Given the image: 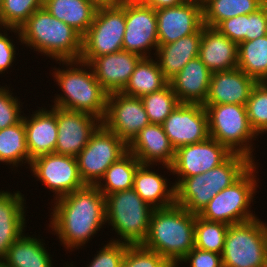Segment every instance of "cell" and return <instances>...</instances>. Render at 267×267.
Masks as SVG:
<instances>
[{"label":"cell","mask_w":267,"mask_h":267,"mask_svg":"<svg viewBox=\"0 0 267 267\" xmlns=\"http://www.w3.org/2000/svg\"><path fill=\"white\" fill-rule=\"evenodd\" d=\"M254 162L246 155L232 153L223 163L175 185V203L199 214L209 201L235 182Z\"/></svg>","instance_id":"obj_5"},{"label":"cell","mask_w":267,"mask_h":267,"mask_svg":"<svg viewBox=\"0 0 267 267\" xmlns=\"http://www.w3.org/2000/svg\"><path fill=\"white\" fill-rule=\"evenodd\" d=\"M262 267H267V255H266V257H265V261H264V264H263Z\"/></svg>","instance_id":"obj_51"},{"label":"cell","mask_w":267,"mask_h":267,"mask_svg":"<svg viewBox=\"0 0 267 267\" xmlns=\"http://www.w3.org/2000/svg\"><path fill=\"white\" fill-rule=\"evenodd\" d=\"M20 191H0V259L6 256L9 247L23 234L25 203Z\"/></svg>","instance_id":"obj_25"},{"label":"cell","mask_w":267,"mask_h":267,"mask_svg":"<svg viewBox=\"0 0 267 267\" xmlns=\"http://www.w3.org/2000/svg\"><path fill=\"white\" fill-rule=\"evenodd\" d=\"M267 35V4L257 11L245 14V41Z\"/></svg>","instance_id":"obj_42"},{"label":"cell","mask_w":267,"mask_h":267,"mask_svg":"<svg viewBox=\"0 0 267 267\" xmlns=\"http://www.w3.org/2000/svg\"><path fill=\"white\" fill-rule=\"evenodd\" d=\"M30 167L33 175L55 192L54 201L85 186L74 156L49 153L34 158Z\"/></svg>","instance_id":"obj_13"},{"label":"cell","mask_w":267,"mask_h":267,"mask_svg":"<svg viewBox=\"0 0 267 267\" xmlns=\"http://www.w3.org/2000/svg\"><path fill=\"white\" fill-rule=\"evenodd\" d=\"M168 84L169 81L164 77L158 62L152 57H142L122 93L141 98L165 88Z\"/></svg>","instance_id":"obj_30"},{"label":"cell","mask_w":267,"mask_h":267,"mask_svg":"<svg viewBox=\"0 0 267 267\" xmlns=\"http://www.w3.org/2000/svg\"><path fill=\"white\" fill-rule=\"evenodd\" d=\"M208 0H193V3L205 4Z\"/></svg>","instance_id":"obj_48"},{"label":"cell","mask_w":267,"mask_h":267,"mask_svg":"<svg viewBox=\"0 0 267 267\" xmlns=\"http://www.w3.org/2000/svg\"><path fill=\"white\" fill-rule=\"evenodd\" d=\"M150 123L162 124L171 112L180 104L172 87L165 88L141 97Z\"/></svg>","instance_id":"obj_36"},{"label":"cell","mask_w":267,"mask_h":267,"mask_svg":"<svg viewBox=\"0 0 267 267\" xmlns=\"http://www.w3.org/2000/svg\"><path fill=\"white\" fill-rule=\"evenodd\" d=\"M158 44L166 45L196 33L203 26L202 5L182 3L156 10Z\"/></svg>","instance_id":"obj_18"},{"label":"cell","mask_w":267,"mask_h":267,"mask_svg":"<svg viewBox=\"0 0 267 267\" xmlns=\"http://www.w3.org/2000/svg\"><path fill=\"white\" fill-rule=\"evenodd\" d=\"M43 7L83 36L94 21L99 6L91 0H43Z\"/></svg>","instance_id":"obj_28"},{"label":"cell","mask_w":267,"mask_h":267,"mask_svg":"<svg viewBox=\"0 0 267 267\" xmlns=\"http://www.w3.org/2000/svg\"><path fill=\"white\" fill-rule=\"evenodd\" d=\"M42 7L43 0H3L0 27L19 29L36 10Z\"/></svg>","instance_id":"obj_37"},{"label":"cell","mask_w":267,"mask_h":267,"mask_svg":"<svg viewBox=\"0 0 267 267\" xmlns=\"http://www.w3.org/2000/svg\"><path fill=\"white\" fill-rule=\"evenodd\" d=\"M121 267H174L159 253L142 245H128Z\"/></svg>","instance_id":"obj_39"},{"label":"cell","mask_w":267,"mask_h":267,"mask_svg":"<svg viewBox=\"0 0 267 267\" xmlns=\"http://www.w3.org/2000/svg\"><path fill=\"white\" fill-rule=\"evenodd\" d=\"M196 215L176 203L154 209L142 246L159 253L178 267V263L195 247Z\"/></svg>","instance_id":"obj_2"},{"label":"cell","mask_w":267,"mask_h":267,"mask_svg":"<svg viewBox=\"0 0 267 267\" xmlns=\"http://www.w3.org/2000/svg\"><path fill=\"white\" fill-rule=\"evenodd\" d=\"M203 106L208 116L209 137L225 145L232 153L246 155L254 162L250 141L253 138V140H256L255 138L258 135L250 126L246 105L221 104Z\"/></svg>","instance_id":"obj_8"},{"label":"cell","mask_w":267,"mask_h":267,"mask_svg":"<svg viewBox=\"0 0 267 267\" xmlns=\"http://www.w3.org/2000/svg\"><path fill=\"white\" fill-rule=\"evenodd\" d=\"M201 37L202 27L192 35L158 46L154 54L157 55L156 60L168 81L173 79L190 60L199 56Z\"/></svg>","instance_id":"obj_26"},{"label":"cell","mask_w":267,"mask_h":267,"mask_svg":"<svg viewBox=\"0 0 267 267\" xmlns=\"http://www.w3.org/2000/svg\"><path fill=\"white\" fill-rule=\"evenodd\" d=\"M211 72L196 57L169 81L180 103L204 104L208 95Z\"/></svg>","instance_id":"obj_24"},{"label":"cell","mask_w":267,"mask_h":267,"mask_svg":"<svg viewBox=\"0 0 267 267\" xmlns=\"http://www.w3.org/2000/svg\"><path fill=\"white\" fill-rule=\"evenodd\" d=\"M0 259V267H7V265L5 264L4 260Z\"/></svg>","instance_id":"obj_49"},{"label":"cell","mask_w":267,"mask_h":267,"mask_svg":"<svg viewBox=\"0 0 267 267\" xmlns=\"http://www.w3.org/2000/svg\"><path fill=\"white\" fill-rule=\"evenodd\" d=\"M102 124L129 145L150 121L141 98L115 92L108 94L107 111Z\"/></svg>","instance_id":"obj_14"},{"label":"cell","mask_w":267,"mask_h":267,"mask_svg":"<svg viewBox=\"0 0 267 267\" xmlns=\"http://www.w3.org/2000/svg\"><path fill=\"white\" fill-rule=\"evenodd\" d=\"M228 227L229 225L227 224L207 221L196 215L195 247L222 255Z\"/></svg>","instance_id":"obj_35"},{"label":"cell","mask_w":267,"mask_h":267,"mask_svg":"<svg viewBox=\"0 0 267 267\" xmlns=\"http://www.w3.org/2000/svg\"><path fill=\"white\" fill-rule=\"evenodd\" d=\"M149 166L152 165L138 166L134 174L133 189L153 209L175 204V185L169 187L167 179L155 171H150Z\"/></svg>","instance_id":"obj_27"},{"label":"cell","mask_w":267,"mask_h":267,"mask_svg":"<svg viewBox=\"0 0 267 267\" xmlns=\"http://www.w3.org/2000/svg\"><path fill=\"white\" fill-rule=\"evenodd\" d=\"M127 151L128 145L102 124L76 156L84 184L97 185L101 182L107 168Z\"/></svg>","instance_id":"obj_11"},{"label":"cell","mask_w":267,"mask_h":267,"mask_svg":"<svg viewBox=\"0 0 267 267\" xmlns=\"http://www.w3.org/2000/svg\"><path fill=\"white\" fill-rule=\"evenodd\" d=\"M238 68L257 82H267V35L238 44Z\"/></svg>","instance_id":"obj_31"},{"label":"cell","mask_w":267,"mask_h":267,"mask_svg":"<svg viewBox=\"0 0 267 267\" xmlns=\"http://www.w3.org/2000/svg\"><path fill=\"white\" fill-rule=\"evenodd\" d=\"M60 62L62 65L66 64V70L55 68L53 76L64 95H57L52 106L88 113L103 121L107 111L108 93L97 81L91 66L80 60ZM84 67L90 70L87 71Z\"/></svg>","instance_id":"obj_4"},{"label":"cell","mask_w":267,"mask_h":267,"mask_svg":"<svg viewBox=\"0 0 267 267\" xmlns=\"http://www.w3.org/2000/svg\"><path fill=\"white\" fill-rule=\"evenodd\" d=\"M200 60L211 73L238 68V44L216 28L202 26Z\"/></svg>","instance_id":"obj_22"},{"label":"cell","mask_w":267,"mask_h":267,"mask_svg":"<svg viewBox=\"0 0 267 267\" xmlns=\"http://www.w3.org/2000/svg\"><path fill=\"white\" fill-rule=\"evenodd\" d=\"M125 26V10L120 5L99 6L82 36L79 60L89 64L95 57L122 51Z\"/></svg>","instance_id":"obj_10"},{"label":"cell","mask_w":267,"mask_h":267,"mask_svg":"<svg viewBox=\"0 0 267 267\" xmlns=\"http://www.w3.org/2000/svg\"><path fill=\"white\" fill-rule=\"evenodd\" d=\"M145 5L154 8L155 10L164 7H175L183 2L181 0H141Z\"/></svg>","instance_id":"obj_46"},{"label":"cell","mask_w":267,"mask_h":267,"mask_svg":"<svg viewBox=\"0 0 267 267\" xmlns=\"http://www.w3.org/2000/svg\"><path fill=\"white\" fill-rule=\"evenodd\" d=\"M2 4H3V0H0V10H1Z\"/></svg>","instance_id":"obj_53"},{"label":"cell","mask_w":267,"mask_h":267,"mask_svg":"<svg viewBox=\"0 0 267 267\" xmlns=\"http://www.w3.org/2000/svg\"><path fill=\"white\" fill-rule=\"evenodd\" d=\"M95 2L98 6H109V5H120L122 0H91Z\"/></svg>","instance_id":"obj_47"},{"label":"cell","mask_w":267,"mask_h":267,"mask_svg":"<svg viewBox=\"0 0 267 267\" xmlns=\"http://www.w3.org/2000/svg\"><path fill=\"white\" fill-rule=\"evenodd\" d=\"M56 119L58 132L55 153L74 157L102 125V120L91 114L59 107H56Z\"/></svg>","instance_id":"obj_17"},{"label":"cell","mask_w":267,"mask_h":267,"mask_svg":"<svg viewBox=\"0 0 267 267\" xmlns=\"http://www.w3.org/2000/svg\"><path fill=\"white\" fill-rule=\"evenodd\" d=\"M127 244L111 241L94 256L87 267H121ZM70 267V266H69Z\"/></svg>","instance_id":"obj_41"},{"label":"cell","mask_w":267,"mask_h":267,"mask_svg":"<svg viewBox=\"0 0 267 267\" xmlns=\"http://www.w3.org/2000/svg\"><path fill=\"white\" fill-rule=\"evenodd\" d=\"M254 162L235 182L215 195L198 214L207 221L221 222L227 225L251 221L258 217L251 213L257 185V173ZM250 206V207H249Z\"/></svg>","instance_id":"obj_7"},{"label":"cell","mask_w":267,"mask_h":267,"mask_svg":"<svg viewBox=\"0 0 267 267\" xmlns=\"http://www.w3.org/2000/svg\"><path fill=\"white\" fill-rule=\"evenodd\" d=\"M54 203L49 226L68 250L83 246L107 223L106 199L96 185H85Z\"/></svg>","instance_id":"obj_1"},{"label":"cell","mask_w":267,"mask_h":267,"mask_svg":"<svg viewBox=\"0 0 267 267\" xmlns=\"http://www.w3.org/2000/svg\"><path fill=\"white\" fill-rule=\"evenodd\" d=\"M122 1H138V0H122Z\"/></svg>","instance_id":"obj_54"},{"label":"cell","mask_w":267,"mask_h":267,"mask_svg":"<svg viewBox=\"0 0 267 267\" xmlns=\"http://www.w3.org/2000/svg\"><path fill=\"white\" fill-rule=\"evenodd\" d=\"M260 0H208L202 5L203 25L216 28L222 21L257 11Z\"/></svg>","instance_id":"obj_33"},{"label":"cell","mask_w":267,"mask_h":267,"mask_svg":"<svg viewBox=\"0 0 267 267\" xmlns=\"http://www.w3.org/2000/svg\"><path fill=\"white\" fill-rule=\"evenodd\" d=\"M232 152L217 140L208 137L206 140L185 145L175 150V159L171 166L172 174L178 180L205 173L223 163Z\"/></svg>","instance_id":"obj_16"},{"label":"cell","mask_w":267,"mask_h":267,"mask_svg":"<svg viewBox=\"0 0 267 267\" xmlns=\"http://www.w3.org/2000/svg\"><path fill=\"white\" fill-rule=\"evenodd\" d=\"M183 3H193V0H181Z\"/></svg>","instance_id":"obj_50"},{"label":"cell","mask_w":267,"mask_h":267,"mask_svg":"<svg viewBox=\"0 0 267 267\" xmlns=\"http://www.w3.org/2000/svg\"><path fill=\"white\" fill-rule=\"evenodd\" d=\"M3 33L0 32V74L5 72L9 66H12L16 54L15 46L12 43L13 41L10 40V36L8 38L7 33Z\"/></svg>","instance_id":"obj_45"},{"label":"cell","mask_w":267,"mask_h":267,"mask_svg":"<svg viewBox=\"0 0 267 267\" xmlns=\"http://www.w3.org/2000/svg\"><path fill=\"white\" fill-rule=\"evenodd\" d=\"M141 164L153 165L161 163L172 172L175 159V149L164 132L162 124L150 123L144 127L128 145Z\"/></svg>","instance_id":"obj_21"},{"label":"cell","mask_w":267,"mask_h":267,"mask_svg":"<svg viewBox=\"0 0 267 267\" xmlns=\"http://www.w3.org/2000/svg\"><path fill=\"white\" fill-rule=\"evenodd\" d=\"M267 223L259 219L229 225L223 267H262L267 255Z\"/></svg>","instance_id":"obj_9"},{"label":"cell","mask_w":267,"mask_h":267,"mask_svg":"<svg viewBox=\"0 0 267 267\" xmlns=\"http://www.w3.org/2000/svg\"><path fill=\"white\" fill-rule=\"evenodd\" d=\"M216 29L237 44L245 41V14L222 21Z\"/></svg>","instance_id":"obj_44"},{"label":"cell","mask_w":267,"mask_h":267,"mask_svg":"<svg viewBox=\"0 0 267 267\" xmlns=\"http://www.w3.org/2000/svg\"><path fill=\"white\" fill-rule=\"evenodd\" d=\"M162 126L175 150L209 137L208 116L202 104L180 103Z\"/></svg>","instance_id":"obj_15"},{"label":"cell","mask_w":267,"mask_h":267,"mask_svg":"<svg viewBox=\"0 0 267 267\" xmlns=\"http://www.w3.org/2000/svg\"><path fill=\"white\" fill-rule=\"evenodd\" d=\"M263 4H267V0H260Z\"/></svg>","instance_id":"obj_52"},{"label":"cell","mask_w":267,"mask_h":267,"mask_svg":"<svg viewBox=\"0 0 267 267\" xmlns=\"http://www.w3.org/2000/svg\"><path fill=\"white\" fill-rule=\"evenodd\" d=\"M141 163L129 151L110 165L96 186L106 197L109 194L133 188L134 174ZM105 180V181H104Z\"/></svg>","instance_id":"obj_32"},{"label":"cell","mask_w":267,"mask_h":267,"mask_svg":"<svg viewBox=\"0 0 267 267\" xmlns=\"http://www.w3.org/2000/svg\"><path fill=\"white\" fill-rule=\"evenodd\" d=\"M257 81L239 68L211 73L207 98L203 105H246Z\"/></svg>","instance_id":"obj_20"},{"label":"cell","mask_w":267,"mask_h":267,"mask_svg":"<svg viewBox=\"0 0 267 267\" xmlns=\"http://www.w3.org/2000/svg\"><path fill=\"white\" fill-rule=\"evenodd\" d=\"M31 116H23L30 164L38 156L55 152L58 132L56 106L51 110H36Z\"/></svg>","instance_id":"obj_23"},{"label":"cell","mask_w":267,"mask_h":267,"mask_svg":"<svg viewBox=\"0 0 267 267\" xmlns=\"http://www.w3.org/2000/svg\"><path fill=\"white\" fill-rule=\"evenodd\" d=\"M120 6L125 10L126 22L123 50L151 57L149 49L157 50L159 46L156 10L141 0L123 1Z\"/></svg>","instance_id":"obj_12"},{"label":"cell","mask_w":267,"mask_h":267,"mask_svg":"<svg viewBox=\"0 0 267 267\" xmlns=\"http://www.w3.org/2000/svg\"><path fill=\"white\" fill-rule=\"evenodd\" d=\"M105 199L106 221L121 238L111 241L142 245L148 234L154 209L133 188L109 194Z\"/></svg>","instance_id":"obj_6"},{"label":"cell","mask_w":267,"mask_h":267,"mask_svg":"<svg viewBox=\"0 0 267 267\" xmlns=\"http://www.w3.org/2000/svg\"><path fill=\"white\" fill-rule=\"evenodd\" d=\"M5 29L18 33L19 42L53 60L76 61L81 57L82 35L44 7L36 10L19 29Z\"/></svg>","instance_id":"obj_3"},{"label":"cell","mask_w":267,"mask_h":267,"mask_svg":"<svg viewBox=\"0 0 267 267\" xmlns=\"http://www.w3.org/2000/svg\"><path fill=\"white\" fill-rule=\"evenodd\" d=\"M12 94L9 88L0 86V130L13 126L23 119L19 99Z\"/></svg>","instance_id":"obj_40"},{"label":"cell","mask_w":267,"mask_h":267,"mask_svg":"<svg viewBox=\"0 0 267 267\" xmlns=\"http://www.w3.org/2000/svg\"><path fill=\"white\" fill-rule=\"evenodd\" d=\"M21 161L30 165L23 119L13 126L0 130V162L17 167Z\"/></svg>","instance_id":"obj_34"},{"label":"cell","mask_w":267,"mask_h":267,"mask_svg":"<svg viewBox=\"0 0 267 267\" xmlns=\"http://www.w3.org/2000/svg\"><path fill=\"white\" fill-rule=\"evenodd\" d=\"M189 261L190 267H223L222 255L200 250L194 247L182 260L185 263Z\"/></svg>","instance_id":"obj_43"},{"label":"cell","mask_w":267,"mask_h":267,"mask_svg":"<svg viewBox=\"0 0 267 267\" xmlns=\"http://www.w3.org/2000/svg\"><path fill=\"white\" fill-rule=\"evenodd\" d=\"M141 58L136 53L122 50L95 57L89 65L103 89L111 94L123 91Z\"/></svg>","instance_id":"obj_19"},{"label":"cell","mask_w":267,"mask_h":267,"mask_svg":"<svg viewBox=\"0 0 267 267\" xmlns=\"http://www.w3.org/2000/svg\"><path fill=\"white\" fill-rule=\"evenodd\" d=\"M247 116L257 135L267 132V82H257L246 103Z\"/></svg>","instance_id":"obj_38"},{"label":"cell","mask_w":267,"mask_h":267,"mask_svg":"<svg viewBox=\"0 0 267 267\" xmlns=\"http://www.w3.org/2000/svg\"><path fill=\"white\" fill-rule=\"evenodd\" d=\"M44 245L41 239L23 233L9 247L3 260L7 267H53Z\"/></svg>","instance_id":"obj_29"}]
</instances>
